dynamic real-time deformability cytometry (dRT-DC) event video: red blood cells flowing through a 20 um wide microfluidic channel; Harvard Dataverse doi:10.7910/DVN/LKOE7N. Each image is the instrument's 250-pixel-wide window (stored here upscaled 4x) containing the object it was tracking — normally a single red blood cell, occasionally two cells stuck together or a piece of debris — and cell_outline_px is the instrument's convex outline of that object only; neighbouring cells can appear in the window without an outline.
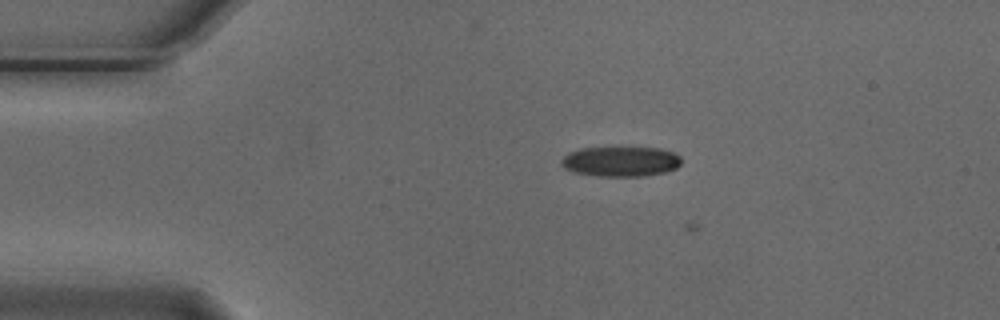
{"species": "Egyptian fruit bat (a non-hibernating species)", "species_latin": "Rousettus aegyptiacus", "temperature_condition": "cold", "stored_images_in_passage": 6, "camera_frame_rate_fps": 3000, "um_per_image_px": 0.085, "animal": {"sex": "male"}, "frame": {"image": 1, "passage_image": 3, "time_ms": 0.667, "image_size_px": [1000, 320], "cell_outline_px": [[680, 164], [676, 168], [664, 172], [644, 176], [596, 176], [572, 172], [564, 168], [560, 164], [560, 160], [568, 152], [580, 148], [660, 148], [672, 152], [680, 156]], "centroid_in_image_um": [52.71, 13.73], "position_along_channel_um": 32.3, "area_um2": 21.04}}
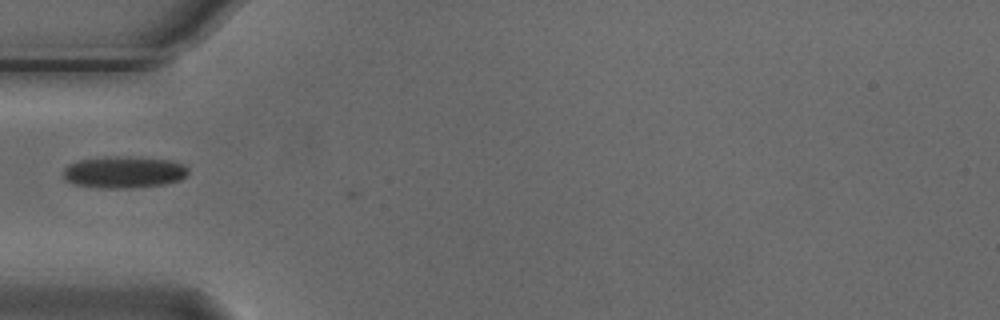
{"frame": {"image": 2, "passage_image": 5, "time_ms": 1.333, "image_size_px": [1000, 320], "cell_outline_px": [[188, 176], [180, 180], [164, 184], [136, 188], [100, 188], [76, 184], [64, 180], [64, 168], [68, 164], [80, 160], [104, 156], [128, 156], [172, 160], [184, 164], [188, 168]], "centroid_in_image_um": [10.56, 14.62], "position_along_channel_um": 74.4, "area_um2": 23.52}}